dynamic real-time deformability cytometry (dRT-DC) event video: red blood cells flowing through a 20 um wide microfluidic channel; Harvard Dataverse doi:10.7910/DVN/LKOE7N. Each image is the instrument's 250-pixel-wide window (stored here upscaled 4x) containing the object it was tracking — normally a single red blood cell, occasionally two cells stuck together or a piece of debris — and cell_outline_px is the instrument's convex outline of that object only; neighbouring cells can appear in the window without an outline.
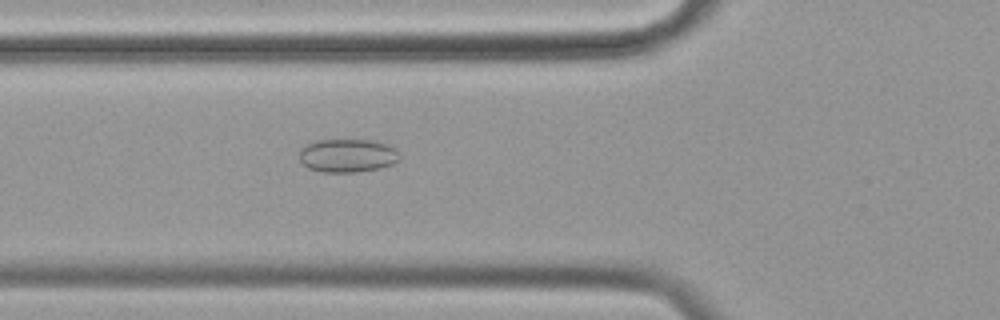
{"species": "common noctule bat (a hibernating species)", "species_latin": "Nyctalus noctula", "temperature_condition": "cold", "stored_images_in_passage": 40, "camera_frame_rate_fps": 3000, "um_per_image_px": 0.085, "animal": {"sex": "female", "body_mass_g": 19.9}, "frame": {"image": 1, "passage_image": 3, "time_ms": 0.667, "image_size_px": [1000, 320], "cell_outline_px": [[400, 160], [392, 164], [380, 168], [356, 172], [320, 172], [308, 168], [300, 160], [300, 148], [308, 140], [372, 140], [388, 144], [396, 148], [400, 152]], "centroid_in_image_um": [29.53, 13.21], "position_along_channel_um": 96.3, "area_um2": 19.94}}
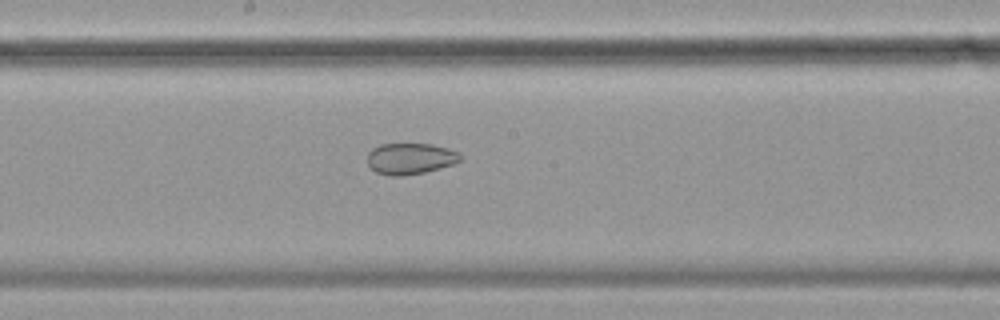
{"frame": {"image": 2, "passage_image": 13, "time_ms": 4.0, "image_size_px": [1000, 320], "cell_outline_px": [[464, 156], [460, 160], [452, 164], [440, 168], [424, 172], [400, 176], [388, 176], [376, 172], [368, 164], [368, 152], [372, 148], [380, 144], [432, 144], [448, 148], [460, 152]], "centroid_in_image_um": [34.89, 13.47], "position_along_channel_um": 213.3, "area_um2": 16.99}}
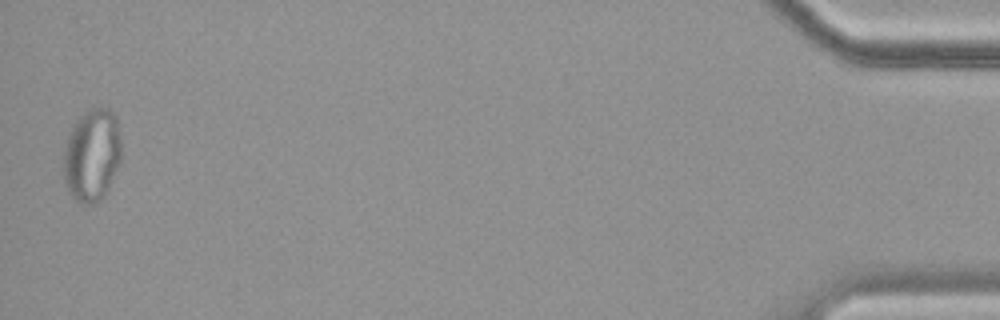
{"frame": {"image": 3, "passage_image": 39, "time_ms": 12.667, "image_size_px": [1000, 320], "cell_outline_px": [[120, 164], [104, 196], [96, 204], [80, 204], [68, 192], [64, 180], [64, 148], [68, 136], [76, 120], [84, 112], [92, 108], [108, 108], [116, 116], [120, 140]], "centroid_in_image_um": [7.81, 13.21], "position_along_channel_um": 427.4, "area_um2": 31.27}}